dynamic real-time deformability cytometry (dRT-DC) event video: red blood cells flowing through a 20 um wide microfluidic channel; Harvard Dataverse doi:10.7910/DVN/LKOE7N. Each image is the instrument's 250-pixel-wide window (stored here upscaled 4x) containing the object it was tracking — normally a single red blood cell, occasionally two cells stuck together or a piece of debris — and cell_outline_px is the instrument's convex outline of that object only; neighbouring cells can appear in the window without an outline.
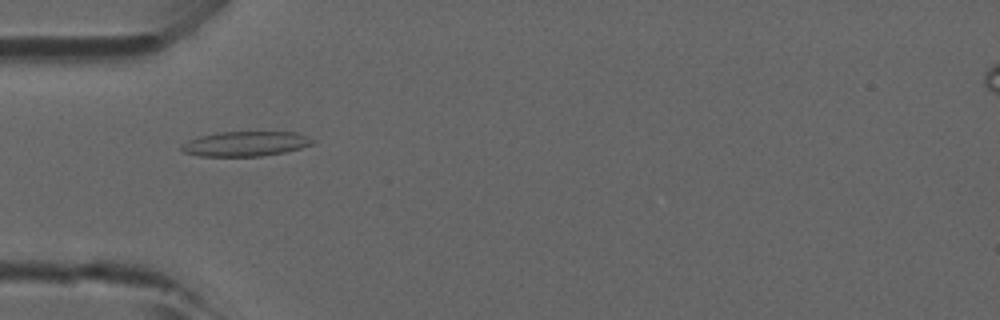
{"species": "common noctule bat (a hibernating species)", "species_latin": "Nyctalus noctula", "temperature_condition": "room temperature", "stored_images_in_passage": 47, "camera_frame_rate_fps": 3000, "um_per_image_px": 0.085, "animal": {"sex": "male", "forearm_length_mm": 52.5}, "frame": {"image": 1, "passage_image": 15, "time_ms": 4.667, "image_size_px": [1000, 320], "cell_outline_px": [[316, 140], [312, 144], [300, 148], [284, 152], [260, 156], [200, 156], [184, 152], [180, 148], [180, 144], [188, 140], [200, 136], [220, 132], [296, 132]], "centroid_in_image_um": [20.85, 12.22], "position_along_channel_um": 64.1, "area_um2": 18.9}}
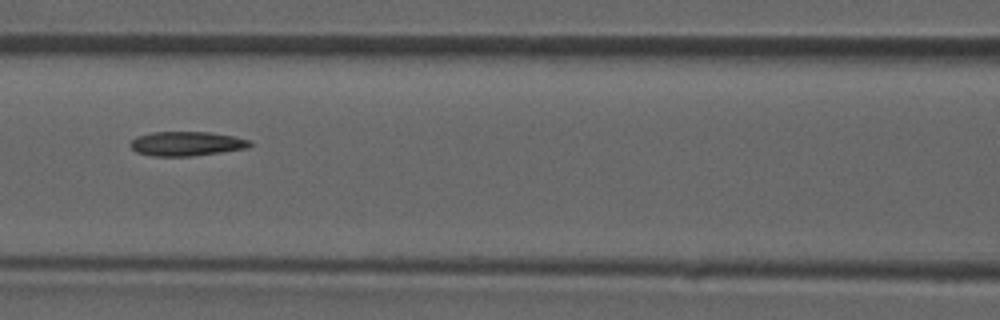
{"frame": {"image": 2, "passage_image": 21, "time_ms": 6.667, "image_size_px": [1000, 320], "cell_outline_px": [[252, 144], [248, 148], [192, 156], [152, 156], [136, 152], [128, 144], [136, 136], [152, 132], [208, 132], [232, 136], [252, 140]], "centroid_in_image_um": [15.84, 12.21], "position_along_channel_um": 150.8, "area_um2": 16.99}}
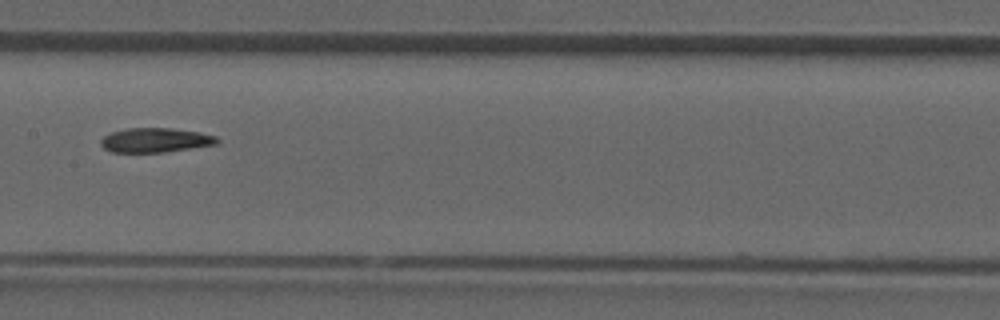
{"frame": {"image": 3, "passage_image": 24, "time_ms": 7.667, "image_size_px": [1000, 320], "cell_outline_px": [[220, 140], [216, 144], [192, 148], [164, 152], [112, 152], [104, 148], [100, 144], [100, 140], [104, 136], [112, 132], [128, 128], [172, 128], [200, 132], [216, 136]], "centroid_in_image_um": [13.21, 11.91], "position_along_channel_um": 194.2, "area_um2": 16.53}}